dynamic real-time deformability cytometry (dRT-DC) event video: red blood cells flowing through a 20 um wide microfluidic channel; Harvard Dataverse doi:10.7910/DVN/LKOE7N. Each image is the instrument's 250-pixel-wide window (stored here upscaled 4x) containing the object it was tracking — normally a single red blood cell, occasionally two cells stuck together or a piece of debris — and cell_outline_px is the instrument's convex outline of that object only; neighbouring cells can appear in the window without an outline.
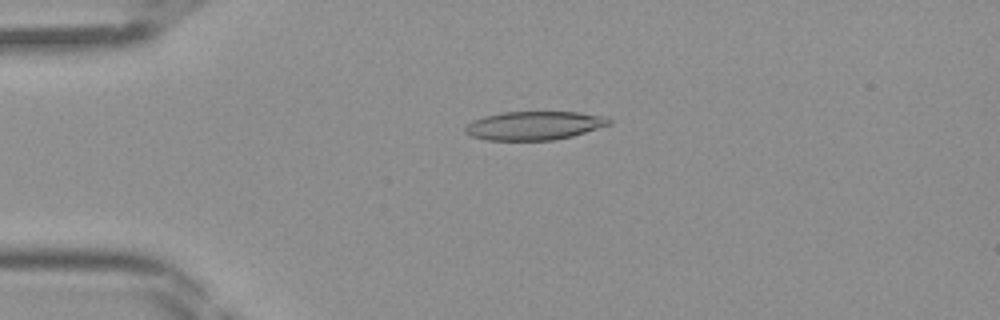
{"species": "Egyptian fruit bat (a non-hibernating species)", "species_latin": "Rousettus aegyptiacus", "temperature_condition": "room temperature", "stored_images_in_passage": 43, "camera_frame_rate_fps": 3000, "um_per_image_px": 0.085, "frame": {"image": 1, "passage_image": 10, "time_ms": 3.0, "image_size_px": [1000, 320], "cell_outline_px": [[612, 124], [572, 136], [556, 140], [484, 140], [472, 136], [464, 132], [464, 128], [472, 120], [484, 116], [500, 112], [580, 112], [604, 116], [612, 120]], "centroid_in_image_um": [45.41, 10.67], "position_along_channel_um": 39.6, "area_um2": 24.16}}
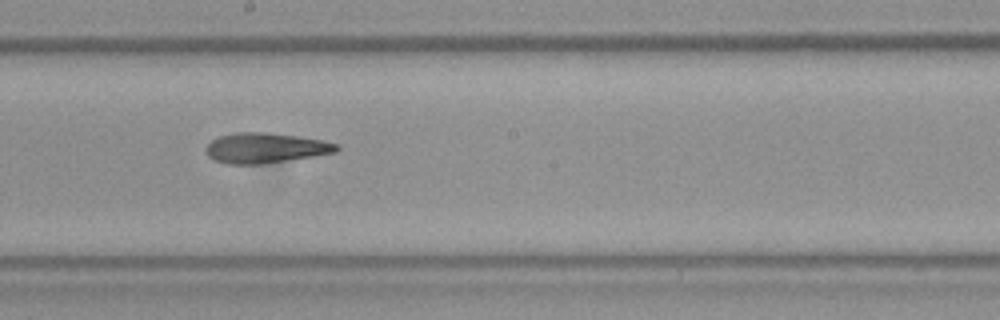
{"frame": {"image": 2, "passage_image": 24, "time_ms": 7.667, "image_size_px": [1000, 320], "cell_outline_px": [[340, 148], [336, 152], [264, 164], [228, 164], [216, 160], [208, 156], [204, 148], [212, 140], [220, 136], [236, 132], [268, 132], [324, 140], [340, 144]], "centroid_in_image_um": [22.57, 12.57], "position_along_channel_um": 225.6, "area_um2": 23.0}}
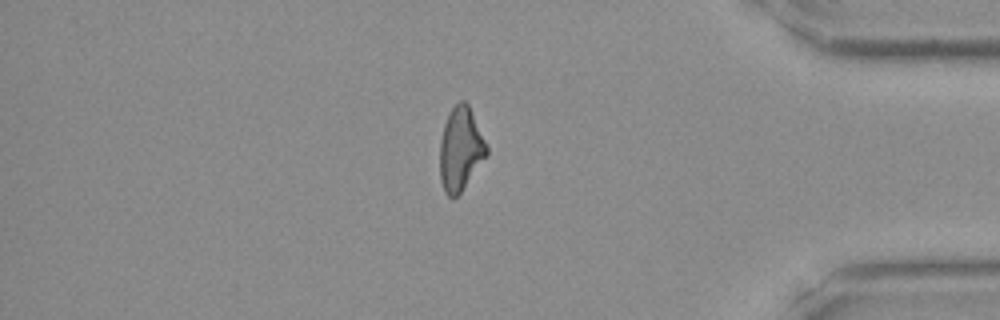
{"frame": {"image": 3, "passage_image": 37, "time_ms": 12.0, "image_size_px": [1000, 320], "cell_outline_px": [[488, 152], [460, 192], [452, 200], [444, 192], [440, 180], [440, 140], [444, 124], [452, 108], [460, 100], [464, 100], [468, 104], [488, 148]], "centroid_in_image_um": [39.11, 12.68], "position_along_channel_um": 396.1, "area_um2": 22.25}}